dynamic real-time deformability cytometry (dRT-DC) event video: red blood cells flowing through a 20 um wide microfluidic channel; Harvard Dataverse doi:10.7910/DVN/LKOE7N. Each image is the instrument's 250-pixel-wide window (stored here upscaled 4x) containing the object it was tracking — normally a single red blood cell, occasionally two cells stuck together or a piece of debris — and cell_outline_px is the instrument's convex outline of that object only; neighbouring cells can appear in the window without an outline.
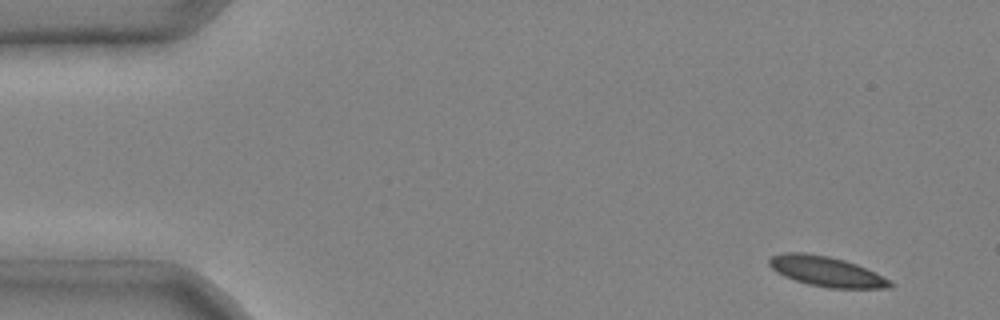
{"species": "common noctule bat (a hibernating species)", "species_latin": "Nyctalus noctula", "temperature_condition": "cold", "stored_images_in_passage": 7, "camera_frame_rate_fps": 3000, "um_per_image_px": 0.085, "animal": {"sex": "male", "body_mass_g": 20.4}, "frame": {"image": 1, "passage_image": 1, "time_ms": 0.0, "image_size_px": [1000, 320], "cell_outline_px": [[896, 284], [892, 288], [828, 288], [808, 284], [784, 276], [776, 272], [768, 264], [768, 260], [772, 256], [784, 252], [804, 252], [828, 256], [844, 260], [856, 264]], "centroid_in_image_um": [70.2, 23.07], "position_along_channel_um": 14.8, "area_um2": 20.98}}